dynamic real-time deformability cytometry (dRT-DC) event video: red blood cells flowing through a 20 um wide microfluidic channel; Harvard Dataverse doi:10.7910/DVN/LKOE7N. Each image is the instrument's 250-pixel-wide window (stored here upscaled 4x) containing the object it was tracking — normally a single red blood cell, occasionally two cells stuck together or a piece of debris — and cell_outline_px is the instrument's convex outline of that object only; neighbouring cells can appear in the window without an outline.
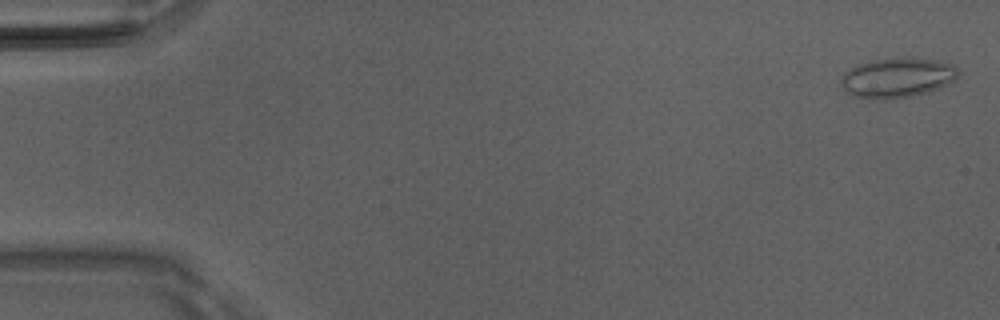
{"species": "Egyptian fruit bat (a non-hibernating species)", "species_latin": "Rousettus aegyptiacus", "temperature_condition": "room temperature", "stored_images_in_passage": 51, "camera_frame_rate_fps": 3000, "um_per_image_px": 0.085, "animal": {"sex": "male"}, "frame": {"image": 1, "passage_image": 2, "time_ms": 0.333, "image_size_px": [1000, 320], "cell_outline_px": [[960, 72], [948, 84], [928, 92], [912, 96], [884, 100], [852, 96], [844, 88], [840, 80], [844, 72], [856, 64], [872, 60], [904, 56], [932, 60], [952, 64]], "centroid_in_image_um": [76.24, 6.59], "position_along_channel_um": 8.8, "area_um2": 27.28}}
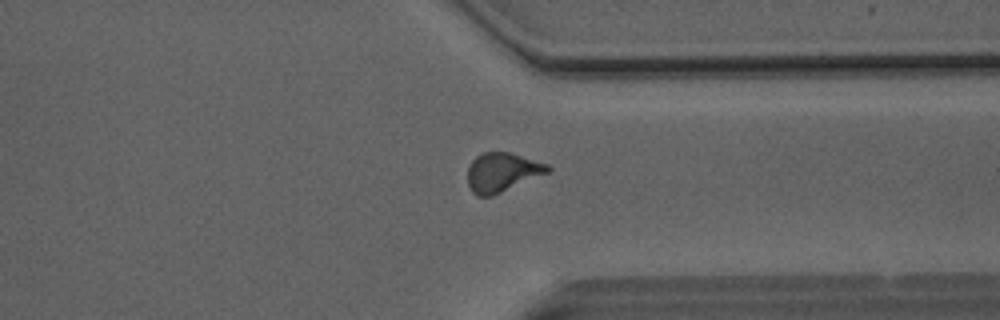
{"frame": {"image": 2, "passage_image": 39, "time_ms": 12.667, "image_size_px": [1000, 320], "cell_outline_px": [[552, 168], [548, 172], [492, 196], [476, 196], [472, 192], [468, 184], [468, 168], [472, 160], [476, 156], [484, 152], [508, 152], [548, 164]], "centroid_in_image_um": [42.65, 14.64], "position_along_channel_um": 368.7, "area_um2": 18.03}}
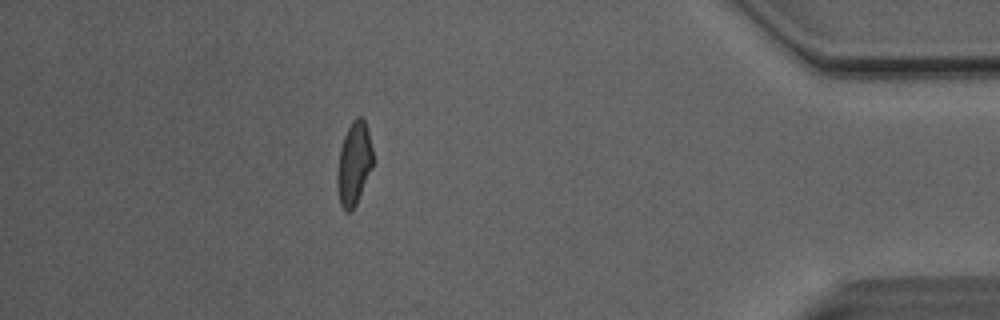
{"frame": {"image": 3, "passage_image": 45, "time_ms": 14.667, "image_size_px": [1000, 320], "cell_outline_px": [[372, 168], [356, 204], [348, 212], [340, 204], [336, 184], [336, 176], [340, 148], [344, 136], [352, 120], [356, 116], [364, 116], [372, 148]], "centroid_in_image_um": [30.08, 13.86], "position_along_channel_um": 405.1, "area_um2": 17.22}, "authors_computed_cell_mechanics": {"area_um2": 18.0914, "velocity_mm_per_s": 4.1276, "shape_relaxation_time_tau1_ms": null, "shape_relaxation_time_tau2_ms": 1.1042, "deformation_change_tau1": null, "deformation_change_tau2": 0.0718}}